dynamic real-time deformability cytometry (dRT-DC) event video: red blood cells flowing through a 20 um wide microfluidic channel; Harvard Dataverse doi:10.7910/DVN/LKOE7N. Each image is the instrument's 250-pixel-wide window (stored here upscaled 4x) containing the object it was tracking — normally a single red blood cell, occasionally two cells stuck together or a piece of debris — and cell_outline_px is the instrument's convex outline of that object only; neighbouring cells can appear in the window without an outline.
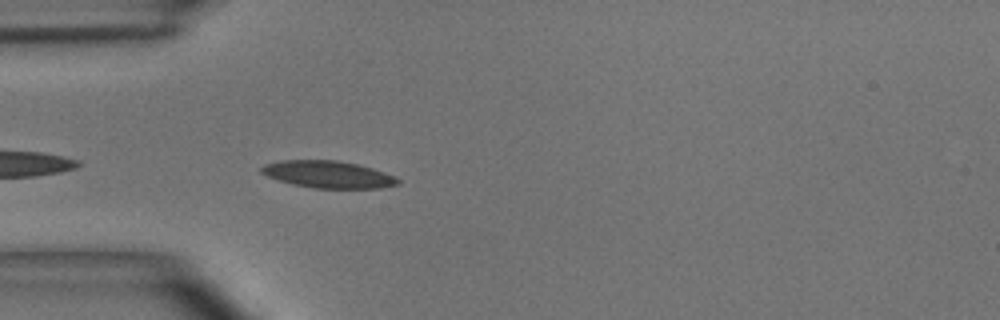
{"species": "common noctule bat (a hibernating species)", "species_latin": "Nyctalus noctula", "temperature_condition": "room temperature", "stored_images_in_passage": 5, "camera_frame_rate_fps": 3000, "um_per_image_px": 0.085, "animal": {"sex": "male", "body_mass_g": 15.6}, "frame": {"image": 1, "passage_image": 2, "time_ms": 0.333, "image_size_px": [1000, 320], "cell_outline_px": [[400, 184], [380, 188], [316, 188], [292, 184], [268, 176], [260, 172], [260, 168], [264, 164], [280, 160], [336, 160], [360, 164], [396, 176], [400, 180]], "centroid_in_image_um": [27.92, 14.82], "position_along_channel_um": 57.1, "area_um2": 21.62}}